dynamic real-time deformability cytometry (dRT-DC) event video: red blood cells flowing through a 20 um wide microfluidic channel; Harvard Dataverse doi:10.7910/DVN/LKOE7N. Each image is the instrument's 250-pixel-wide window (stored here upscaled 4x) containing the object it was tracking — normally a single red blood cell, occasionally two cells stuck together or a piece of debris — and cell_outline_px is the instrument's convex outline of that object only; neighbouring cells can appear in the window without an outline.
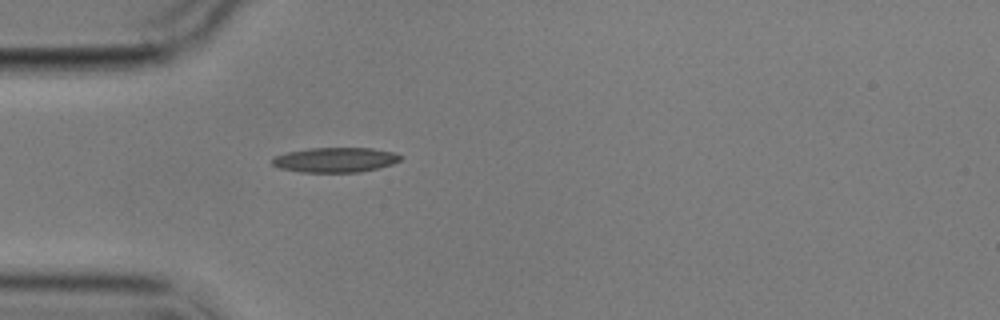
{"species": "common noctule bat (a hibernating species)", "species_latin": "Nyctalus noctula", "temperature_condition": "cold", "stored_images_in_passage": 1, "camera_frame_rate_fps": 3000, "um_per_image_px": 0.085, "animal": {"sex": "male", "body_mass_g": 17.9}, "frame": {"image": 1, "passage_image": 1, "time_ms": 0.0, "image_size_px": [1000, 320], "cell_outline_px": [[404, 156], [400, 160], [392, 164], [360, 172], [300, 172], [280, 168], [272, 164], [272, 160], [276, 156], [288, 152], [308, 148], [372, 148], [396, 152]], "centroid_in_image_um": [28.54, 13.58], "position_along_channel_um": 56.5, "area_um2": 18.55}}